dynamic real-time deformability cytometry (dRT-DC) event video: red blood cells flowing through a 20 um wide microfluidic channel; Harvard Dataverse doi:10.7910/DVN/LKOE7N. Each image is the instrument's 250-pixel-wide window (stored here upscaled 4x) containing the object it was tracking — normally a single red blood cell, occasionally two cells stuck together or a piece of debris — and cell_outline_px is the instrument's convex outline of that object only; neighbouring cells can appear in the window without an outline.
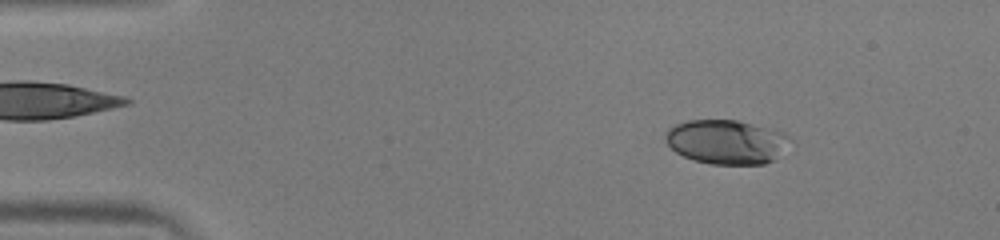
{"species": "human", "species_latin": "Homo sapiens", "temperature_condition": "warm", "stored_images_in_passage": 51, "camera_frame_rate_fps": 3000, "um_per_image_px": 0.085, "donor": {"sex": "male"}, "frame": {"image": 1, "passage_image": 7, "time_ms": 2.0, "image_size_px": [1000, 240], "cell_outline_px": [[792, 140], [776, 160], [764, 164], [712, 164], [692, 160], [676, 152], [664, 140], [664, 136], [668, 128], [676, 124], [688, 120], [736, 120], [772, 128], [784, 132]], "centroid_in_image_um": [61.77, 12.06], "position_along_channel_um": 23.2, "area_um2": 32.43}}
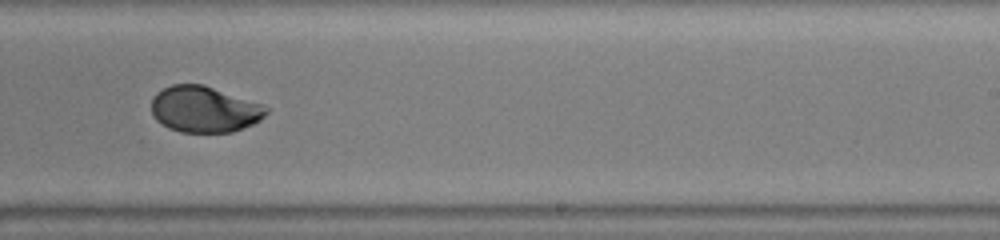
{"frame": {"image": 2, "passage_image": 32, "time_ms": 10.333, "image_size_px": [1000, 240], "cell_outline_px": [[268, 112], [260, 120], [252, 124], [232, 132], [180, 132], [168, 128], [156, 120], [152, 112], [152, 96], [156, 92], [172, 84], [204, 84], [260, 104], [268, 108]], "centroid_in_image_um": [17.33, 9.29], "position_along_channel_um": 271.7, "area_um2": 30.75}}
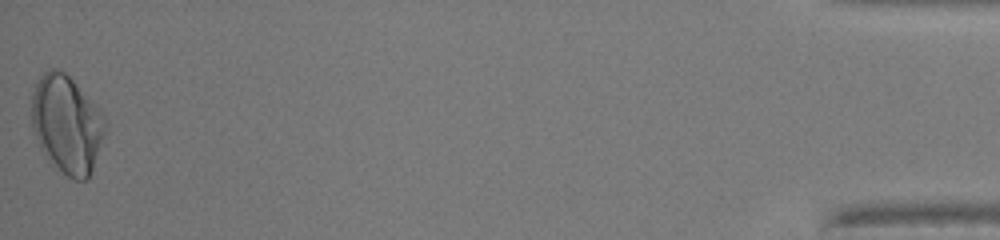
{"frame": {"image": 3, "passage_image": 51, "time_ms": 16.667, "image_size_px": [1000, 240], "cell_outline_px": [[108, 128], [92, 172], [88, 180], [76, 180], [68, 176], [40, 148], [32, 128], [32, 96], [36, 84], [40, 76], [48, 68], [56, 68], [64, 72], [100, 108], [104, 116]], "centroid_in_image_um": [5.72, 10.54], "position_along_channel_um": 429.5, "area_um2": 41.85}, "authors_computed_cell_mechanics": {"area_um2": 31.7322, "velocity_mm_per_s": 4.0028, "shape_relaxation_time_tau1_ms": 4.5911, "shape_relaxation_time_tau2_ms": null, "deformation_change_tau1": 0.1876, "deformation_change_tau2": null}}